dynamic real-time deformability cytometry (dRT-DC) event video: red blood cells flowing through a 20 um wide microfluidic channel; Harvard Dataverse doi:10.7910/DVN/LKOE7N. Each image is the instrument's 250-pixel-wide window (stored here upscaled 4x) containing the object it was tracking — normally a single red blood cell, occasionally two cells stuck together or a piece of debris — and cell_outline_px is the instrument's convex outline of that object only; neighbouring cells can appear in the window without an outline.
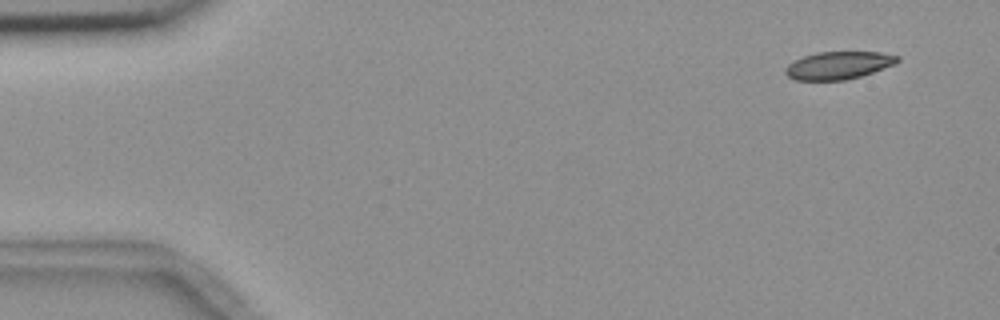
{"species": "common noctule bat (a hibernating species)", "species_latin": "Nyctalus noctula", "temperature_condition": "room temperature", "stored_images_in_passage": 5, "segment_of_instrument_passage": [1, 2], "camera_frame_rate_fps": 3000, "um_per_image_px": 0.085, "animal": {"sex": "female", "body_mass_g": 18.4}, "frame": {"image": 1, "passage_image": 1, "time_ms": 0.0, "image_size_px": [1000, 320], "cell_outline_px": [[900, 60], [896, 64], [860, 76], [844, 80], [796, 80], [788, 76], [784, 72], [784, 68], [788, 64], [804, 56], [816, 52], [880, 52], [900, 56]], "centroid_in_image_um": [71.28, 5.55], "position_along_channel_um": 13.7, "area_um2": 18.03}}